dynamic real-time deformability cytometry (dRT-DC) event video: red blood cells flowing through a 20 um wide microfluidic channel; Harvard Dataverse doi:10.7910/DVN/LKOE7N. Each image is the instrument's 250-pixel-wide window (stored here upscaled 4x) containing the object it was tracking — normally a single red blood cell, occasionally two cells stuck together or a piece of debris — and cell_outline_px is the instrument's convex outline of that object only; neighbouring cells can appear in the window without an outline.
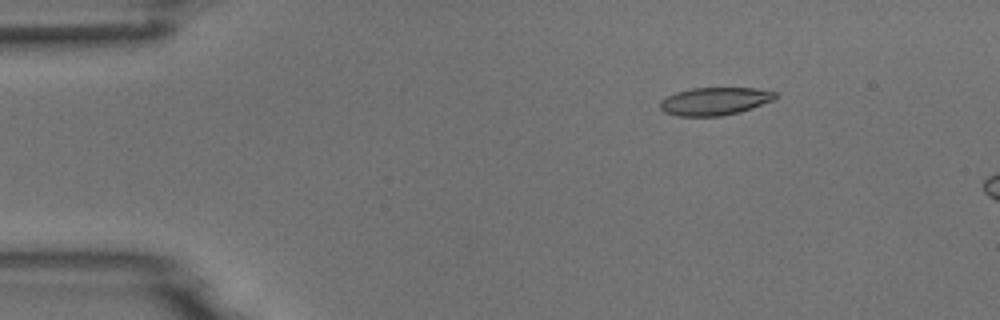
{"species": "common noctule bat (a hibernating species)", "species_latin": "Nyctalus noctula", "temperature_condition": "room temperature", "stored_images_in_passage": 4, "camera_frame_rate_fps": 3000, "um_per_image_px": 0.085, "animal": {"sex": "male", "body_mass_g": 18.8}, "frame": {"image": 1, "passage_image": 2, "time_ms": 1.333, "image_size_px": [1000, 320], "cell_outline_px": [[776, 100], [740, 112], [720, 116], [676, 116], [664, 112], [660, 108], [660, 100], [676, 92], [692, 88], [756, 88], [776, 92]], "centroid_in_image_um": [60.77, 8.61], "position_along_channel_um": 24.2, "area_um2": 18.79}}